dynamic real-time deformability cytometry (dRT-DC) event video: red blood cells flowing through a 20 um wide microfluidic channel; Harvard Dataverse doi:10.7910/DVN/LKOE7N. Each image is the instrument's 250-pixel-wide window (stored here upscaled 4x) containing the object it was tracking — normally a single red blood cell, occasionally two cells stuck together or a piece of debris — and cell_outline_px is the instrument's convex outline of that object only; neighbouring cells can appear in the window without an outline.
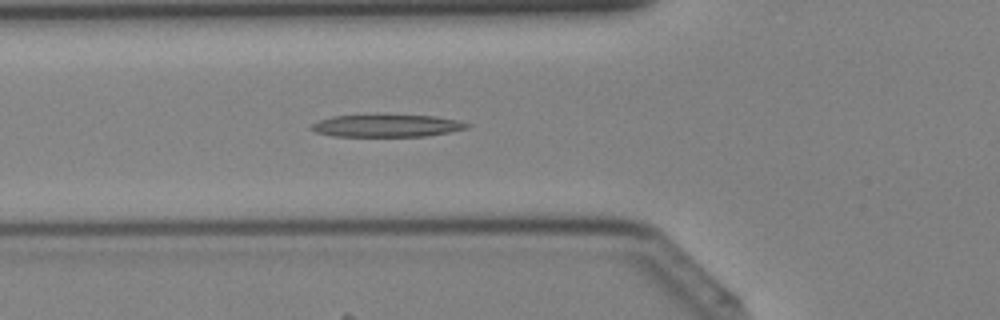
{"species": "Egyptian fruit bat (a non-hibernating species)", "species_latin": "Rousettus aegyptiacus", "temperature_condition": "cold", "stored_images_in_passage": 38, "segment_of_instrument_passage": [1, 2], "camera_frame_rate_fps": 3000, "um_per_image_px": 0.085, "animal": {"sex": "female"}, "frame": {"image": 1, "passage_image": 12, "time_ms": 3.667, "image_size_px": [1000, 320], "cell_outline_px": [[472, 124], [468, 128], [448, 132], [424, 136], [332, 136], [316, 132], [308, 128], [312, 124], [320, 120], [332, 116], [376, 112], [384, 112], [436, 116], [460, 120]], "centroid_in_image_um": [32.87, 10.63], "position_along_channel_um": 92.9, "area_um2": 21.56}}
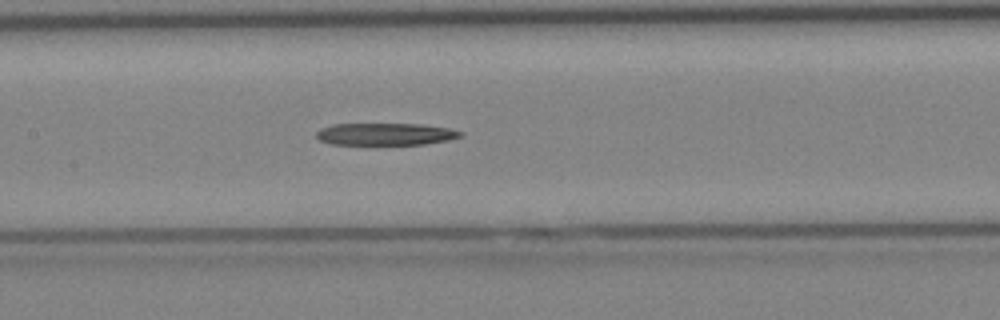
{"frame": {"image": 2, "passage_image": 17, "time_ms": 5.333, "image_size_px": [1000, 320], "cell_outline_px": [[464, 136], [448, 140], [424, 144], [332, 144], [320, 140], [316, 136], [316, 132], [320, 128], [332, 124], [420, 124], [448, 128], [464, 132]], "centroid_in_image_um": [32.77, 11.39], "position_along_channel_um": 174.6, "area_um2": 18.55}}
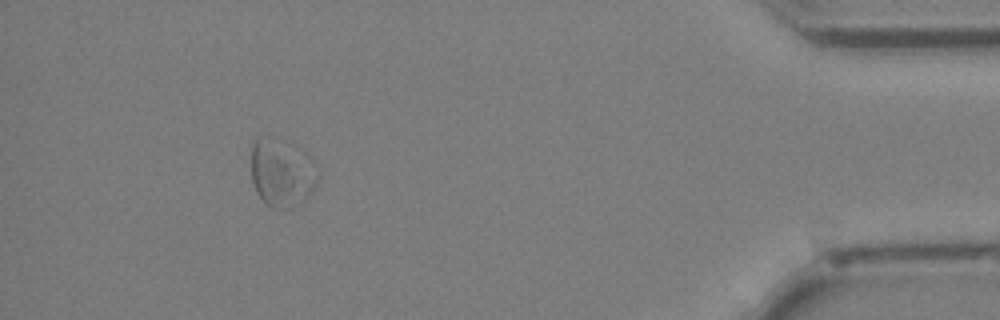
{"frame": {"image": 3, "passage_image": 35, "time_ms": 11.333, "image_size_px": [1000, 320], "cell_outline_px": [[320, 176], [312, 192], [300, 204], [292, 208], [272, 208], [264, 204], [256, 192], [252, 180], [252, 144], [260, 136], [288, 140], [300, 144], [308, 152], [320, 168]], "centroid_in_image_um": [24.03, 14.65], "position_along_channel_um": 411.2, "area_um2": 27.74}}